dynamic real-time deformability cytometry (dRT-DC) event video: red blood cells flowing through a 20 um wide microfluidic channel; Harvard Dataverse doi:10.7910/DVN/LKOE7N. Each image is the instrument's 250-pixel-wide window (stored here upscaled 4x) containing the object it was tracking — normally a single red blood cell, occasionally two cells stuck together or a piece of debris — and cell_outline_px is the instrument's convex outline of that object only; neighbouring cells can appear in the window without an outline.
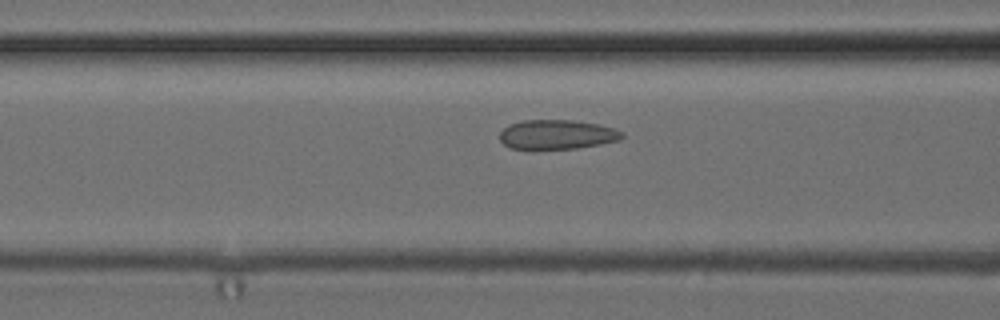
{"species": "common noctule bat (a hibernating species)", "species_latin": "Nyctalus noctula", "temperature_condition": "cold", "stored_images_in_passage": 18, "camera_frame_rate_fps": 3000, "um_per_image_px": 0.085, "animal": {"sex": "female", "body_mass_g": 24.6, "forearm_length_mm": 56.2}, "frame": {"image": 1, "passage_image": 6, "time_ms": 1.667, "image_size_px": [1000, 320], "cell_outline_px": [[624, 136], [620, 140], [600, 144], [576, 148], [508, 148], [500, 140], [500, 132], [504, 128], [512, 124], [524, 120], [572, 120], [600, 124], [624, 132]], "centroid_in_image_um": [47.38, 11.42], "position_along_channel_um": 119.2, "area_um2": 20.75}}
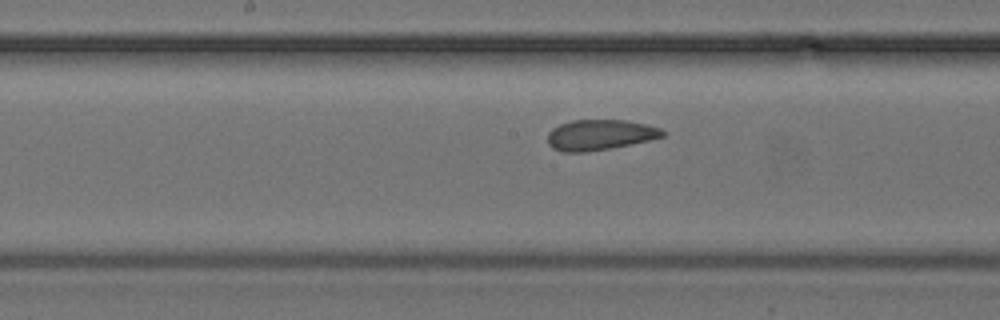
{"frame": {"image": 2, "passage_image": 12, "time_ms": 3.667, "image_size_px": [1000, 320], "cell_outline_px": [[664, 136], [648, 140], [608, 148], [584, 152], [564, 152], [552, 148], [548, 144], [548, 132], [552, 128], [560, 124], [572, 120], [628, 120], [660, 128], [664, 132]], "centroid_in_image_um": [50.94, 11.45], "position_along_channel_um": 197.3, "area_um2": 20.17}}
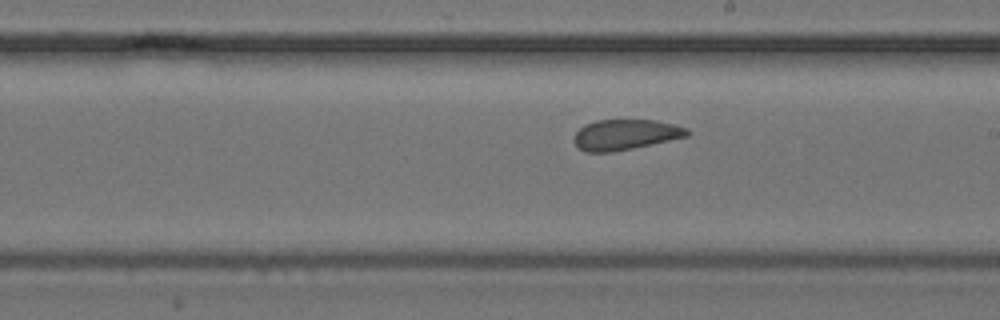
{"frame": {"image": 3, "passage_image": 15, "time_ms": 4.667, "image_size_px": [1000, 320], "cell_outline_px": [[692, 132], [688, 136], [632, 148], [612, 152], [584, 152], [572, 140], [576, 132], [584, 124], [596, 120], [656, 120], [688, 128]], "centroid_in_image_um": [53.15, 11.44], "position_along_channel_um": 235.9, "area_um2": 20.06}}